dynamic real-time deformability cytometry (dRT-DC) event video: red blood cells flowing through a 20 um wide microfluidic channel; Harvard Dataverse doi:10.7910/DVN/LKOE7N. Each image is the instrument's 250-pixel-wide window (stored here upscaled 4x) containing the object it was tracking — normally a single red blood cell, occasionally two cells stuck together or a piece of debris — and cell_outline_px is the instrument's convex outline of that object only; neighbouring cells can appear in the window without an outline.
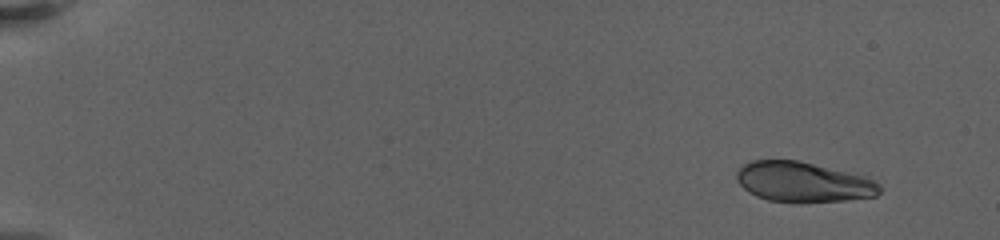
{"species": "human", "species_latin": "Homo sapiens", "temperature_condition": "warm", "stored_images_in_passage": 26, "camera_frame_rate_fps": 3000, "um_per_image_px": 0.085, "donor": {"sex": "female"}, "frame": {"image": 1, "passage_image": 1, "time_ms": 0.0, "image_size_px": [1000, 240], "cell_outline_px": [[880, 192], [876, 196], [844, 200], [800, 204], [792, 204], [768, 200], [756, 196], [748, 192], [736, 180], [736, 172], [744, 164], [752, 160], [800, 160], [864, 176], [880, 184]], "centroid_in_image_um": [68.24, 15.49], "position_along_channel_um": 16.8, "area_um2": 33.87}}
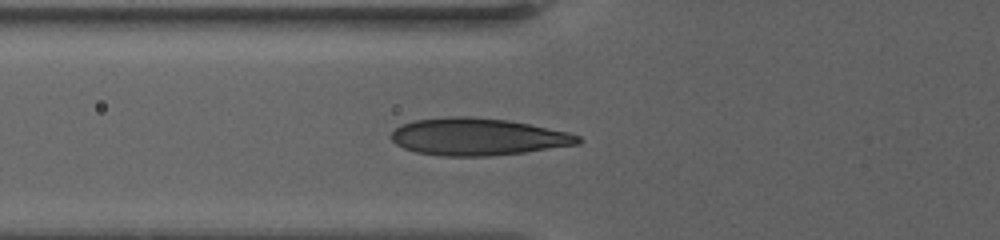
{"frame": {"image": 2, "passage_image": 23, "time_ms": 7.0, "image_size_px": [1000, 240], "cell_outline_px": [[580, 144], [524, 152], [492, 156], [444, 156], [416, 152], [404, 148], [396, 144], [388, 136], [396, 128], [404, 124], [416, 120], [448, 116], [468, 116], [508, 120], [568, 132], [580, 136]], "centroid_in_image_um": [40.59, 11.63], "position_along_channel_um": 85.2, "area_um2": 40.4}}
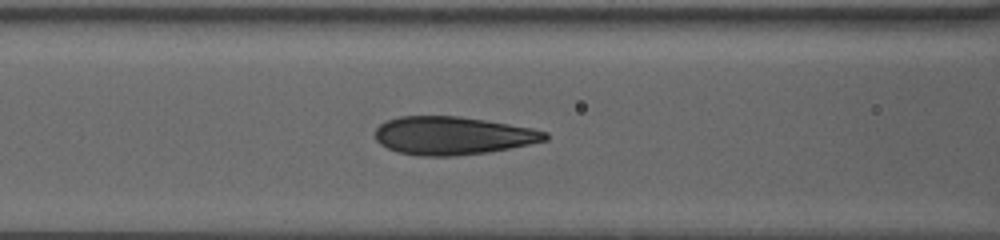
{"frame": {"image": 3, "passage_image": 26, "time_ms": 8.333, "image_size_px": [1000, 240], "cell_outline_px": [[548, 140], [488, 152], [456, 156], [420, 156], [396, 152], [380, 144], [376, 140], [376, 128], [380, 124], [388, 120], [400, 116], [460, 116], [532, 128], [548, 132]], "centroid_in_image_um": [38.46, 11.53], "position_along_channel_um": 128.1, "area_um2": 37.69}}